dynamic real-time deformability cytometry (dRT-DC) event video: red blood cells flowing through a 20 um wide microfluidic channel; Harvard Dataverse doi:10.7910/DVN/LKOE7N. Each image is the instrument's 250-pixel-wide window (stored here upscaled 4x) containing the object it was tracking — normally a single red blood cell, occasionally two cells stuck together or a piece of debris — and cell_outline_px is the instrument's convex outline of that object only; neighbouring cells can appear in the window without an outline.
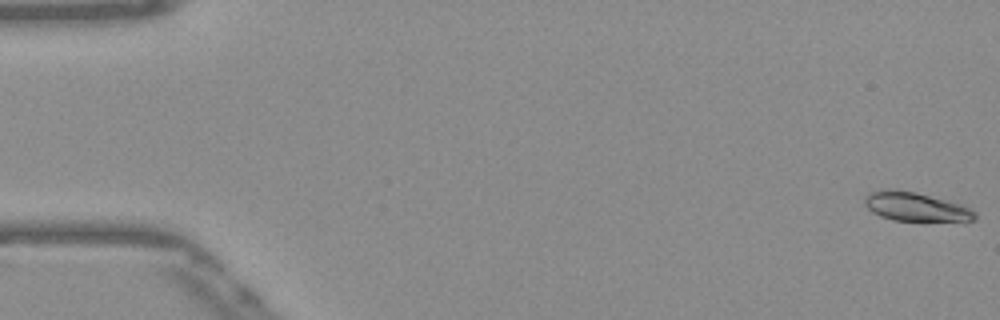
{"species": "Egyptian fruit bat (a non-hibernating species)", "species_latin": "Rousettus aegyptiacus", "temperature_condition": "warm", "stored_images_in_passage": 53, "camera_frame_rate_fps": 3000, "um_per_image_px": 0.085, "frame": {"image": 1, "passage_image": 1, "time_ms": 0.0, "image_size_px": [1000, 320], "cell_outline_px": [[976, 220], [892, 220], [880, 216], [872, 212], [864, 204], [864, 196], [868, 192], [880, 188], [896, 188], [916, 192], [960, 204], [976, 212]], "centroid_in_image_um": [77.72, 17.53], "position_along_channel_um": 7.3, "area_um2": 18.55}}
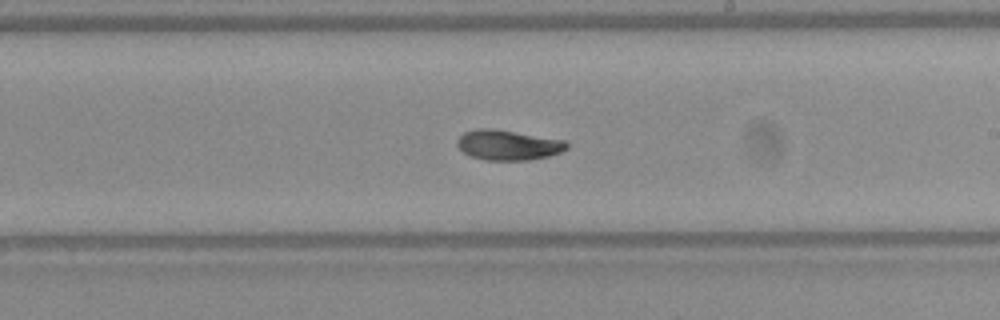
{"frame": {"image": 2, "passage_image": 31, "time_ms": 10.0, "image_size_px": [1000, 320], "cell_outline_px": [[568, 148], [560, 152], [548, 156], [528, 160], [484, 160], [472, 156], [464, 152], [456, 144], [456, 140], [464, 132], [476, 128], [492, 128], [564, 140], [568, 144]], "centroid_in_image_um": [43.16, 12.32], "position_along_channel_um": 245.8, "area_um2": 19.13}}
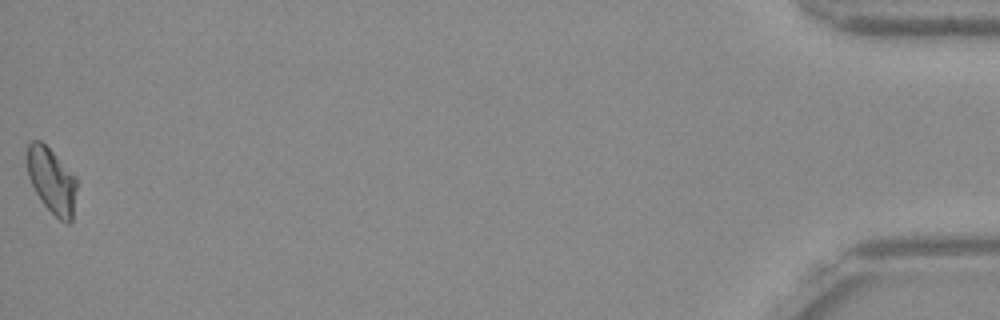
{"frame": {"image": 3, "passage_image": 53, "time_ms": 17.333, "image_size_px": [1000, 320], "cell_outline_px": [[76, 188], [72, 220], [68, 224], [60, 220], [40, 200], [28, 176], [28, 144], [32, 140], [40, 140], [76, 176]], "centroid_in_image_um": [4.41, 15.37], "position_along_channel_um": 430.8, "area_um2": 18.5}, "authors_computed_cell_mechanics": {"area_um2": 18.9006, "velocity_mm_per_s": 3.8631, "shape_relaxation_time_tau1_ms": 10.1955, "shape_relaxation_time_tau2_ms": 4.3882, "deformation_change_tau1": 0.2063, "deformation_change_tau2": 0.0737}}